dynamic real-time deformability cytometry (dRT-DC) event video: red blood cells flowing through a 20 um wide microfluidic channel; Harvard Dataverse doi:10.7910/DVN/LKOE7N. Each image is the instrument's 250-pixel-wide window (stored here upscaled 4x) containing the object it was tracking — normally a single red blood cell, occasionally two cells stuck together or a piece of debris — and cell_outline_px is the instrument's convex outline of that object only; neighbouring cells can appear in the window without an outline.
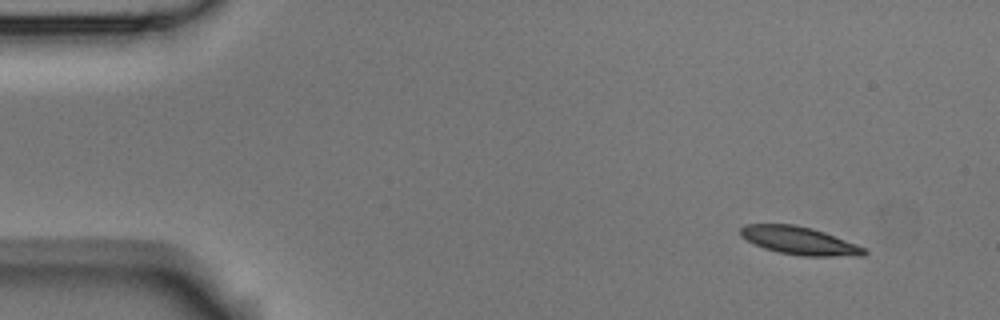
{"species": "Egyptian fruit bat (a non-hibernating species)", "species_latin": "Rousettus aegyptiacus", "temperature_condition": "room temperature", "stored_images_in_passage": 4, "camera_frame_rate_fps": 3000, "um_per_image_px": 0.085, "animal": {"sex": "male"}, "frame": {"image": 1, "passage_image": 1, "time_ms": 0.0, "image_size_px": [1000, 320], "cell_outline_px": [[868, 252], [864, 256], [800, 256], [776, 252], [764, 248], [740, 236], [740, 228], [744, 224], [792, 224], [812, 228], [824, 232], [856, 244], [864, 248]], "centroid_in_image_um": [67.94, 20.46], "position_along_channel_um": 17.1, "area_um2": 20.11}}
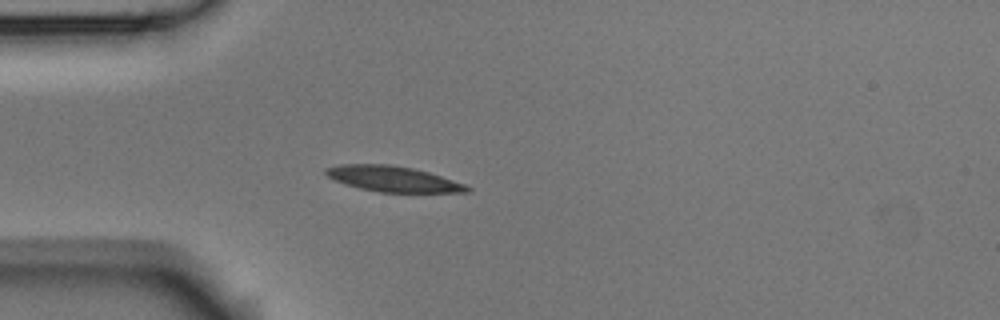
{"frame": {"image": 2, "passage_image": 4, "time_ms": 1.0, "image_size_px": [1000, 320], "cell_outline_px": [[472, 188], [468, 192], [380, 192], [360, 188], [344, 184], [332, 180], [324, 172], [324, 168], [340, 164], [388, 164], [412, 168], [428, 172], [464, 184]], "centroid_in_image_um": [33.34, 15.2], "position_along_channel_um": 51.7, "area_um2": 20.92}}